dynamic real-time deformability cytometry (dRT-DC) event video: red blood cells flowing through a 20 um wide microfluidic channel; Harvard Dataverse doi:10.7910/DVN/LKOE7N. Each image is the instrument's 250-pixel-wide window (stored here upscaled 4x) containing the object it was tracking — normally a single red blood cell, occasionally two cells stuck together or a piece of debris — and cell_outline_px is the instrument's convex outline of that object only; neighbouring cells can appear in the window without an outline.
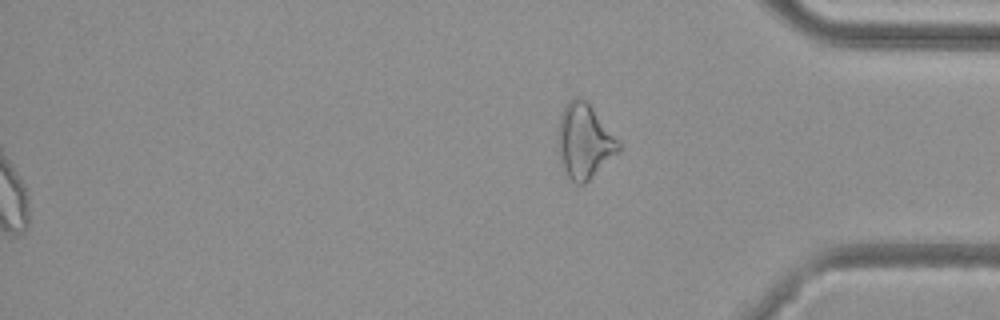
{"species": "common noctule bat (a hibernating species)", "species_latin": "Nyctalus noctula", "temperature_condition": "cold", "stored_images_in_passage": 49, "segment_of_instrument_passage": [2, 2], "camera_frame_rate_fps": 3000, "um_per_image_px": 0.085, "animal": {"sex": "female", "body_mass_g": 29.2, "forearm_length_mm": 56.3}, "frame": {"image": 1, "passage_image": 49, "time_ms": 16.0, "image_size_px": [1000, 320], "cell_outline_px": [[620, 152], [584, 184], [576, 184], [568, 176], [560, 164], [556, 148], [556, 136], [560, 116], [568, 100], [576, 96], [580, 96], [588, 100], [620, 144]], "centroid_in_image_um": [49.62, 11.98], "position_along_channel_um": 385.6, "area_um2": 26.88}}